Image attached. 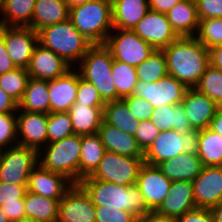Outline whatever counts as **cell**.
I'll use <instances>...</instances> for the list:
<instances>
[{"instance_id": "cell-1", "label": "cell", "mask_w": 222, "mask_h": 222, "mask_svg": "<svg viewBox=\"0 0 222 222\" xmlns=\"http://www.w3.org/2000/svg\"><path fill=\"white\" fill-rule=\"evenodd\" d=\"M169 75L194 88L210 65L209 50L194 36L178 37L162 49Z\"/></svg>"}, {"instance_id": "cell-2", "label": "cell", "mask_w": 222, "mask_h": 222, "mask_svg": "<svg viewBox=\"0 0 222 222\" xmlns=\"http://www.w3.org/2000/svg\"><path fill=\"white\" fill-rule=\"evenodd\" d=\"M79 184L88 193L94 206L119 208L131 212L137 218L150 212L136 185L119 186L96 179H82Z\"/></svg>"}, {"instance_id": "cell-3", "label": "cell", "mask_w": 222, "mask_h": 222, "mask_svg": "<svg viewBox=\"0 0 222 222\" xmlns=\"http://www.w3.org/2000/svg\"><path fill=\"white\" fill-rule=\"evenodd\" d=\"M38 43L59 55L73 68L93 45L81 34L70 19L40 29Z\"/></svg>"}, {"instance_id": "cell-4", "label": "cell", "mask_w": 222, "mask_h": 222, "mask_svg": "<svg viewBox=\"0 0 222 222\" xmlns=\"http://www.w3.org/2000/svg\"><path fill=\"white\" fill-rule=\"evenodd\" d=\"M112 63L110 50L104 44H93L74 67L81 78L93 84L105 103L122 99L113 82Z\"/></svg>"}, {"instance_id": "cell-5", "label": "cell", "mask_w": 222, "mask_h": 222, "mask_svg": "<svg viewBox=\"0 0 222 222\" xmlns=\"http://www.w3.org/2000/svg\"><path fill=\"white\" fill-rule=\"evenodd\" d=\"M69 19L92 44H104L113 30L111 0H93L72 7Z\"/></svg>"}, {"instance_id": "cell-6", "label": "cell", "mask_w": 222, "mask_h": 222, "mask_svg": "<svg viewBox=\"0 0 222 222\" xmlns=\"http://www.w3.org/2000/svg\"><path fill=\"white\" fill-rule=\"evenodd\" d=\"M81 136L73 134L47 144L38 152L39 165L51 172L67 177L73 184L79 183Z\"/></svg>"}, {"instance_id": "cell-7", "label": "cell", "mask_w": 222, "mask_h": 222, "mask_svg": "<svg viewBox=\"0 0 222 222\" xmlns=\"http://www.w3.org/2000/svg\"><path fill=\"white\" fill-rule=\"evenodd\" d=\"M199 130L179 133L175 130L160 131L155 141L144 152V163L157 166L182 153L197 154Z\"/></svg>"}, {"instance_id": "cell-8", "label": "cell", "mask_w": 222, "mask_h": 222, "mask_svg": "<svg viewBox=\"0 0 222 222\" xmlns=\"http://www.w3.org/2000/svg\"><path fill=\"white\" fill-rule=\"evenodd\" d=\"M143 164V157H131L105 151L96 170L83 179H96L119 186H132L136 185Z\"/></svg>"}, {"instance_id": "cell-9", "label": "cell", "mask_w": 222, "mask_h": 222, "mask_svg": "<svg viewBox=\"0 0 222 222\" xmlns=\"http://www.w3.org/2000/svg\"><path fill=\"white\" fill-rule=\"evenodd\" d=\"M39 165L38 152L14 145L0 151V182L27 185L31 171Z\"/></svg>"}, {"instance_id": "cell-10", "label": "cell", "mask_w": 222, "mask_h": 222, "mask_svg": "<svg viewBox=\"0 0 222 222\" xmlns=\"http://www.w3.org/2000/svg\"><path fill=\"white\" fill-rule=\"evenodd\" d=\"M104 45L110 50L114 60L134 67L144 62L155 50L129 29H113Z\"/></svg>"}, {"instance_id": "cell-11", "label": "cell", "mask_w": 222, "mask_h": 222, "mask_svg": "<svg viewBox=\"0 0 222 222\" xmlns=\"http://www.w3.org/2000/svg\"><path fill=\"white\" fill-rule=\"evenodd\" d=\"M188 87L167 74L157 82L146 83L139 80L131 96L147 100L153 108L180 104Z\"/></svg>"}, {"instance_id": "cell-12", "label": "cell", "mask_w": 222, "mask_h": 222, "mask_svg": "<svg viewBox=\"0 0 222 222\" xmlns=\"http://www.w3.org/2000/svg\"><path fill=\"white\" fill-rule=\"evenodd\" d=\"M96 212L88 193L73 184L59 201L57 222H95Z\"/></svg>"}, {"instance_id": "cell-13", "label": "cell", "mask_w": 222, "mask_h": 222, "mask_svg": "<svg viewBox=\"0 0 222 222\" xmlns=\"http://www.w3.org/2000/svg\"><path fill=\"white\" fill-rule=\"evenodd\" d=\"M132 30L155 50L164 49L179 37L166 14L153 10H149Z\"/></svg>"}, {"instance_id": "cell-14", "label": "cell", "mask_w": 222, "mask_h": 222, "mask_svg": "<svg viewBox=\"0 0 222 222\" xmlns=\"http://www.w3.org/2000/svg\"><path fill=\"white\" fill-rule=\"evenodd\" d=\"M171 182L157 166L147 163L142 165L136 186L150 211H156L161 206L169 194Z\"/></svg>"}, {"instance_id": "cell-15", "label": "cell", "mask_w": 222, "mask_h": 222, "mask_svg": "<svg viewBox=\"0 0 222 222\" xmlns=\"http://www.w3.org/2000/svg\"><path fill=\"white\" fill-rule=\"evenodd\" d=\"M4 41L13 64L27 68L38 44V33L31 27L4 26Z\"/></svg>"}, {"instance_id": "cell-16", "label": "cell", "mask_w": 222, "mask_h": 222, "mask_svg": "<svg viewBox=\"0 0 222 222\" xmlns=\"http://www.w3.org/2000/svg\"><path fill=\"white\" fill-rule=\"evenodd\" d=\"M17 144L39 152L47 145L48 114L22 111L18 108Z\"/></svg>"}, {"instance_id": "cell-17", "label": "cell", "mask_w": 222, "mask_h": 222, "mask_svg": "<svg viewBox=\"0 0 222 222\" xmlns=\"http://www.w3.org/2000/svg\"><path fill=\"white\" fill-rule=\"evenodd\" d=\"M196 208L211 209L222 201V166H203L192 181Z\"/></svg>"}, {"instance_id": "cell-18", "label": "cell", "mask_w": 222, "mask_h": 222, "mask_svg": "<svg viewBox=\"0 0 222 222\" xmlns=\"http://www.w3.org/2000/svg\"><path fill=\"white\" fill-rule=\"evenodd\" d=\"M72 68L59 55L38 43L26 69L29 77L49 81L63 76Z\"/></svg>"}, {"instance_id": "cell-19", "label": "cell", "mask_w": 222, "mask_h": 222, "mask_svg": "<svg viewBox=\"0 0 222 222\" xmlns=\"http://www.w3.org/2000/svg\"><path fill=\"white\" fill-rule=\"evenodd\" d=\"M181 105L193 130H202L210 127L212 118L220 109L212 99L200 93L196 88L187 89Z\"/></svg>"}, {"instance_id": "cell-20", "label": "cell", "mask_w": 222, "mask_h": 222, "mask_svg": "<svg viewBox=\"0 0 222 222\" xmlns=\"http://www.w3.org/2000/svg\"><path fill=\"white\" fill-rule=\"evenodd\" d=\"M72 185L64 175L37 165L28 176L27 191L60 201Z\"/></svg>"}, {"instance_id": "cell-21", "label": "cell", "mask_w": 222, "mask_h": 222, "mask_svg": "<svg viewBox=\"0 0 222 222\" xmlns=\"http://www.w3.org/2000/svg\"><path fill=\"white\" fill-rule=\"evenodd\" d=\"M79 72L72 68L63 76L48 81L50 113L68 112L76 102Z\"/></svg>"}, {"instance_id": "cell-22", "label": "cell", "mask_w": 222, "mask_h": 222, "mask_svg": "<svg viewBox=\"0 0 222 222\" xmlns=\"http://www.w3.org/2000/svg\"><path fill=\"white\" fill-rule=\"evenodd\" d=\"M195 208L192 182L173 181L171 182L169 194L156 212L175 220Z\"/></svg>"}, {"instance_id": "cell-23", "label": "cell", "mask_w": 222, "mask_h": 222, "mask_svg": "<svg viewBox=\"0 0 222 222\" xmlns=\"http://www.w3.org/2000/svg\"><path fill=\"white\" fill-rule=\"evenodd\" d=\"M98 134L106 151L131 157H143L144 152L133 135L127 134L116 127L107 124L104 120Z\"/></svg>"}, {"instance_id": "cell-24", "label": "cell", "mask_w": 222, "mask_h": 222, "mask_svg": "<svg viewBox=\"0 0 222 222\" xmlns=\"http://www.w3.org/2000/svg\"><path fill=\"white\" fill-rule=\"evenodd\" d=\"M157 167L172 182H192L200 174L203 164L197 154L182 153L159 163Z\"/></svg>"}, {"instance_id": "cell-25", "label": "cell", "mask_w": 222, "mask_h": 222, "mask_svg": "<svg viewBox=\"0 0 222 222\" xmlns=\"http://www.w3.org/2000/svg\"><path fill=\"white\" fill-rule=\"evenodd\" d=\"M113 29L132 30L150 10L148 0H111Z\"/></svg>"}, {"instance_id": "cell-26", "label": "cell", "mask_w": 222, "mask_h": 222, "mask_svg": "<svg viewBox=\"0 0 222 222\" xmlns=\"http://www.w3.org/2000/svg\"><path fill=\"white\" fill-rule=\"evenodd\" d=\"M173 30L179 37L195 36L199 17L195 0H182L166 13Z\"/></svg>"}, {"instance_id": "cell-27", "label": "cell", "mask_w": 222, "mask_h": 222, "mask_svg": "<svg viewBox=\"0 0 222 222\" xmlns=\"http://www.w3.org/2000/svg\"><path fill=\"white\" fill-rule=\"evenodd\" d=\"M69 19V7L64 0H36L31 27L40 29Z\"/></svg>"}, {"instance_id": "cell-28", "label": "cell", "mask_w": 222, "mask_h": 222, "mask_svg": "<svg viewBox=\"0 0 222 222\" xmlns=\"http://www.w3.org/2000/svg\"><path fill=\"white\" fill-rule=\"evenodd\" d=\"M103 109L75 102L68 111L74 134L83 136L98 133L104 118Z\"/></svg>"}, {"instance_id": "cell-29", "label": "cell", "mask_w": 222, "mask_h": 222, "mask_svg": "<svg viewBox=\"0 0 222 222\" xmlns=\"http://www.w3.org/2000/svg\"><path fill=\"white\" fill-rule=\"evenodd\" d=\"M18 108L27 112L50 113L48 81L30 77Z\"/></svg>"}, {"instance_id": "cell-30", "label": "cell", "mask_w": 222, "mask_h": 222, "mask_svg": "<svg viewBox=\"0 0 222 222\" xmlns=\"http://www.w3.org/2000/svg\"><path fill=\"white\" fill-rule=\"evenodd\" d=\"M150 121L160 131L173 129L179 133H185L193 130L181 103L154 108Z\"/></svg>"}, {"instance_id": "cell-31", "label": "cell", "mask_w": 222, "mask_h": 222, "mask_svg": "<svg viewBox=\"0 0 222 222\" xmlns=\"http://www.w3.org/2000/svg\"><path fill=\"white\" fill-rule=\"evenodd\" d=\"M105 151V147L98 133L81 136L79 182L83 178L90 176L96 170Z\"/></svg>"}, {"instance_id": "cell-32", "label": "cell", "mask_w": 222, "mask_h": 222, "mask_svg": "<svg viewBox=\"0 0 222 222\" xmlns=\"http://www.w3.org/2000/svg\"><path fill=\"white\" fill-rule=\"evenodd\" d=\"M26 218L38 222H57L59 201L26 191L24 196Z\"/></svg>"}, {"instance_id": "cell-33", "label": "cell", "mask_w": 222, "mask_h": 222, "mask_svg": "<svg viewBox=\"0 0 222 222\" xmlns=\"http://www.w3.org/2000/svg\"><path fill=\"white\" fill-rule=\"evenodd\" d=\"M103 120L123 132L135 135L139 128L140 121L136 120L129 111L126 102L123 99L106 102L103 109Z\"/></svg>"}, {"instance_id": "cell-34", "label": "cell", "mask_w": 222, "mask_h": 222, "mask_svg": "<svg viewBox=\"0 0 222 222\" xmlns=\"http://www.w3.org/2000/svg\"><path fill=\"white\" fill-rule=\"evenodd\" d=\"M197 156L203 166H222V136L209 127L199 130Z\"/></svg>"}, {"instance_id": "cell-35", "label": "cell", "mask_w": 222, "mask_h": 222, "mask_svg": "<svg viewBox=\"0 0 222 222\" xmlns=\"http://www.w3.org/2000/svg\"><path fill=\"white\" fill-rule=\"evenodd\" d=\"M36 0H4L3 26L29 27Z\"/></svg>"}, {"instance_id": "cell-36", "label": "cell", "mask_w": 222, "mask_h": 222, "mask_svg": "<svg viewBox=\"0 0 222 222\" xmlns=\"http://www.w3.org/2000/svg\"><path fill=\"white\" fill-rule=\"evenodd\" d=\"M136 69L138 80L146 83H153L159 81L168 74L166 57L163 50H154V52Z\"/></svg>"}, {"instance_id": "cell-37", "label": "cell", "mask_w": 222, "mask_h": 222, "mask_svg": "<svg viewBox=\"0 0 222 222\" xmlns=\"http://www.w3.org/2000/svg\"><path fill=\"white\" fill-rule=\"evenodd\" d=\"M112 78L117 94L124 98L130 96L138 83V76L134 66L113 59Z\"/></svg>"}, {"instance_id": "cell-38", "label": "cell", "mask_w": 222, "mask_h": 222, "mask_svg": "<svg viewBox=\"0 0 222 222\" xmlns=\"http://www.w3.org/2000/svg\"><path fill=\"white\" fill-rule=\"evenodd\" d=\"M29 78L26 68L16 67L10 72L0 74V87L19 103L23 97Z\"/></svg>"}, {"instance_id": "cell-39", "label": "cell", "mask_w": 222, "mask_h": 222, "mask_svg": "<svg viewBox=\"0 0 222 222\" xmlns=\"http://www.w3.org/2000/svg\"><path fill=\"white\" fill-rule=\"evenodd\" d=\"M200 93L207 95L219 107L222 106V71L213 67H207L201 76L199 83L194 87Z\"/></svg>"}, {"instance_id": "cell-40", "label": "cell", "mask_w": 222, "mask_h": 222, "mask_svg": "<svg viewBox=\"0 0 222 222\" xmlns=\"http://www.w3.org/2000/svg\"><path fill=\"white\" fill-rule=\"evenodd\" d=\"M208 50L222 45V18H206L199 20L194 36Z\"/></svg>"}, {"instance_id": "cell-41", "label": "cell", "mask_w": 222, "mask_h": 222, "mask_svg": "<svg viewBox=\"0 0 222 222\" xmlns=\"http://www.w3.org/2000/svg\"><path fill=\"white\" fill-rule=\"evenodd\" d=\"M74 134L69 112L48 113L47 144Z\"/></svg>"}, {"instance_id": "cell-42", "label": "cell", "mask_w": 222, "mask_h": 222, "mask_svg": "<svg viewBox=\"0 0 222 222\" xmlns=\"http://www.w3.org/2000/svg\"><path fill=\"white\" fill-rule=\"evenodd\" d=\"M17 145L16 113H0V150Z\"/></svg>"}, {"instance_id": "cell-43", "label": "cell", "mask_w": 222, "mask_h": 222, "mask_svg": "<svg viewBox=\"0 0 222 222\" xmlns=\"http://www.w3.org/2000/svg\"><path fill=\"white\" fill-rule=\"evenodd\" d=\"M76 102L91 107H104L105 102L100 97L98 90L92 83L84 80L79 75V83L76 94Z\"/></svg>"}, {"instance_id": "cell-44", "label": "cell", "mask_w": 222, "mask_h": 222, "mask_svg": "<svg viewBox=\"0 0 222 222\" xmlns=\"http://www.w3.org/2000/svg\"><path fill=\"white\" fill-rule=\"evenodd\" d=\"M95 222H137V217L129 211L119 208L95 206Z\"/></svg>"}, {"instance_id": "cell-45", "label": "cell", "mask_w": 222, "mask_h": 222, "mask_svg": "<svg viewBox=\"0 0 222 222\" xmlns=\"http://www.w3.org/2000/svg\"><path fill=\"white\" fill-rule=\"evenodd\" d=\"M122 99L126 102L129 111L133 114L136 120L144 121L151 119L154 108L147 100L131 95Z\"/></svg>"}, {"instance_id": "cell-46", "label": "cell", "mask_w": 222, "mask_h": 222, "mask_svg": "<svg viewBox=\"0 0 222 222\" xmlns=\"http://www.w3.org/2000/svg\"><path fill=\"white\" fill-rule=\"evenodd\" d=\"M160 130L150 121H140L139 128L135 132V139L139 147L145 152L149 146L155 141Z\"/></svg>"}, {"instance_id": "cell-47", "label": "cell", "mask_w": 222, "mask_h": 222, "mask_svg": "<svg viewBox=\"0 0 222 222\" xmlns=\"http://www.w3.org/2000/svg\"><path fill=\"white\" fill-rule=\"evenodd\" d=\"M27 185L0 182V207L6 203L24 202Z\"/></svg>"}, {"instance_id": "cell-48", "label": "cell", "mask_w": 222, "mask_h": 222, "mask_svg": "<svg viewBox=\"0 0 222 222\" xmlns=\"http://www.w3.org/2000/svg\"><path fill=\"white\" fill-rule=\"evenodd\" d=\"M199 20L222 18V0H195Z\"/></svg>"}, {"instance_id": "cell-49", "label": "cell", "mask_w": 222, "mask_h": 222, "mask_svg": "<svg viewBox=\"0 0 222 222\" xmlns=\"http://www.w3.org/2000/svg\"><path fill=\"white\" fill-rule=\"evenodd\" d=\"M174 222H214V217L210 209L195 208L176 218Z\"/></svg>"}, {"instance_id": "cell-50", "label": "cell", "mask_w": 222, "mask_h": 222, "mask_svg": "<svg viewBox=\"0 0 222 222\" xmlns=\"http://www.w3.org/2000/svg\"><path fill=\"white\" fill-rule=\"evenodd\" d=\"M3 213L10 222H17L26 218L24 202H11L1 206Z\"/></svg>"}, {"instance_id": "cell-51", "label": "cell", "mask_w": 222, "mask_h": 222, "mask_svg": "<svg viewBox=\"0 0 222 222\" xmlns=\"http://www.w3.org/2000/svg\"><path fill=\"white\" fill-rule=\"evenodd\" d=\"M16 68L8 55L4 41V26L0 27V74L10 72Z\"/></svg>"}, {"instance_id": "cell-52", "label": "cell", "mask_w": 222, "mask_h": 222, "mask_svg": "<svg viewBox=\"0 0 222 222\" xmlns=\"http://www.w3.org/2000/svg\"><path fill=\"white\" fill-rule=\"evenodd\" d=\"M18 102L0 87V113H17Z\"/></svg>"}, {"instance_id": "cell-53", "label": "cell", "mask_w": 222, "mask_h": 222, "mask_svg": "<svg viewBox=\"0 0 222 222\" xmlns=\"http://www.w3.org/2000/svg\"><path fill=\"white\" fill-rule=\"evenodd\" d=\"M182 0H148L149 9L160 13H167Z\"/></svg>"}, {"instance_id": "cell-54", "label": "cell", "mask_w": 222, "mask_h": 222, "mask_svg": "<svg viewBox=\"0 0 222 222\" xmlns=\"http://www.w3.org/2000/svg\"><path fill=\"white\" fill-rule=\"evenodd\" d=\"M210 64L222 71V45L209 49Z\"/></svg>"}, {"instance_id": "cell-55", "label": "cell", "mask_w": 222, "mask_h": 222, "mask_svg": "<svg viewBox=\"0 0 222 222\" xmlns=\"http://www.w3.org/2000/svg\"><path fill=\"white\" fill-rule=\"evenodd\" d=\"M137 222H174V219L161 215L156 211H150L144 216L137 218Z\"/></svg>"}, {"instance_id": "cell-56", "label": "cell", "mask_w": 222, "mask_h": 222, "mask_svg": "<svg viewBox=\"0 0 222 222\" xmlns=\"http://www.w3.org/2000/svg\"><path fill=\"white\" fill-rule=\"evenodd\" d=\"M209 128L222 136V109L215 113Z\"/></svg>"}, {"instance_id": "cell-57", "label": "cell", "mask_w": 222, "mask_h": 222, "mask_svg": "<svg viewBox=\"0 0 222 222\" xmlns=\"http://www.w3.org/2000/svg\"><path fill=\"white\" fill-rule=\"evenodd\" d=\"M210 210L213 214L214 222H222V201Z\"/></svg>"}, {"instance_id": "cell-58", "label": "cell", "mask_w": 222, "mask_h": 222, "mask_svg": "<svg viewBox=\"0 0 222 222\" xmlns=\"http://www.w3.org/2000/svg\"><path fill=\"white\" fill-rule=\"evenodd\" d=\"M64 1L67 3V5L70 9V8L75 7L77 5L85 4V3L93 1V0H64Z\"/></svg>"}, {"instance_id": "cell-59", "label": "cell", "mask_w": 222, "mask_h": 222, "mask_svg": "<svg viewBox=\"0 0 222 222\" xmlns=\"http://www.w3.org/2000/svg\"><path fill=\"white\" fill-rule=\"evenodd\" d=\"M3 7H4V0H0V27L3 26Z\"/></svg>"}, {"instance_id": "cell-60", "label": "cell", "mask_w": 222, "mask_h": 222, "mask_svg": "<svg viewBox=\"0 0 222 222\" xmlns=\"http://www.w3.org/2000/svg\"><path fill=\"white\" fill-rule=\"evenodd\" d=\"M0 222H10L0 207Z\"/></svg>"}, {"instance_id": "cell-61", "label": "cell", "mask_w": 222, "mask_h": 222, "mask_svg": "<svg viewBox=\"0 0 222 222\" xmlns=\"http://www.w3.org/2000/svg\"><path fill=\"white\" fill-rule=\"evenodd\" d=\"M17 222H38L29 218H24L23 220L17 221Z\"/></svg>"}]
</instances>
